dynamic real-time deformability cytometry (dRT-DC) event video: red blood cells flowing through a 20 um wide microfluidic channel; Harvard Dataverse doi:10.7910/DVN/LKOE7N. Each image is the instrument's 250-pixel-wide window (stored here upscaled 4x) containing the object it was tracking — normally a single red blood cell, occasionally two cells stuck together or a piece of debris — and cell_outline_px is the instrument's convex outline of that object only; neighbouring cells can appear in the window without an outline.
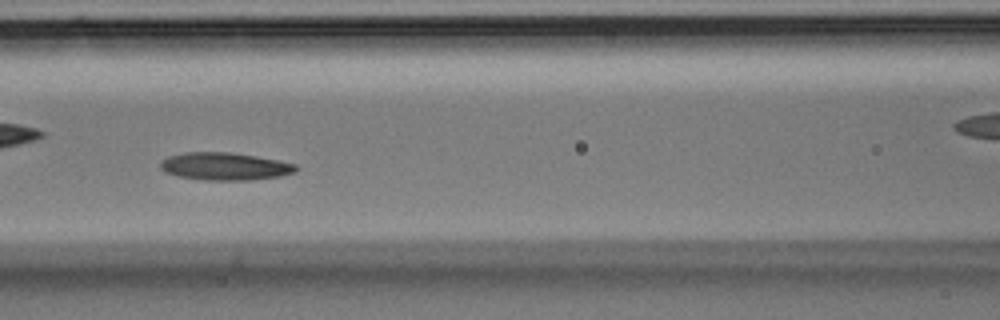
{"species": "Egyptian fruit bat (a non-hibernating species)", "species_latin": "Rousettus aegyptiacus", "temperature_condition": "room temperature", "stored_images_in_passage": 49, "camera_frame_rate_fps": 3000, "um_per_image_px": 0.085, "animal": {"sex": "male"}, "frame": {"image": 1, "passage_image": 21, "time_ms": 6.667, "image_size_px": [1000, 320], "cell_outline_px": [[300, 168], [296, 172], [280, 176], [252, 180], [204, 180], [180, 176], [164, 172], [160, 168], [160, 164], [168, 156], [184, 152], [228, 152], [256, 156], [280, 160], [296, 164]], "centroid_in_image_um": [19.16, 14.14], "position_along_channel_um": 147.4, "area_um2": 21.91}}